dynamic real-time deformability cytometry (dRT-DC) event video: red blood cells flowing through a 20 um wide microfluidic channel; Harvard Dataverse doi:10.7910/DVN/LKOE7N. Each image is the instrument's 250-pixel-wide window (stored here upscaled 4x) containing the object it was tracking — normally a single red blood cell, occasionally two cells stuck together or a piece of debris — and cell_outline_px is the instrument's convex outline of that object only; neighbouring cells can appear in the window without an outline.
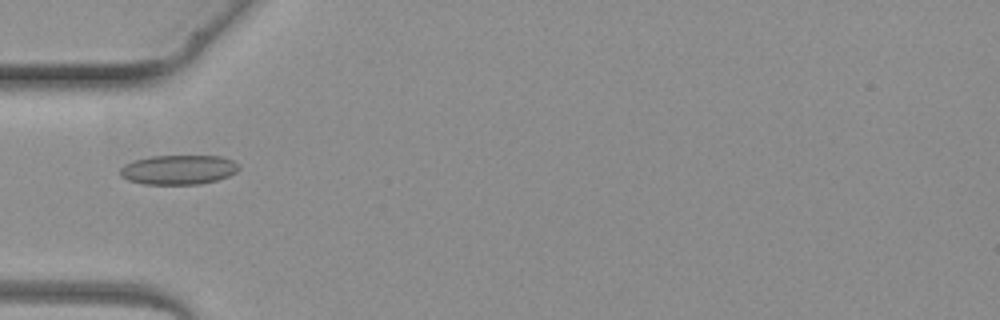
{"species": "common noctule bat (a hibernating species)", "species_latin": "Nyctalus noctula", "temperature_condition": "warm", "stored_images_in_passage": 4, "camera_frame_rate_fps": 3000, "um_per_image_px": 0.085, "animal": {"sex": "female", "body_mass_g": 19.3, "forearm_length_mm": 54.1}, "frame": {"image": 1, "passage_image": 3, "time_ms": 3.0, "image_size_px": [1000, 320], "cell_outline_px": [[240, 168], [236, 172], [228, 176], [216, 180], [200, 184], [144, 184], [128, 180], [120, 176], [120, 168], [124, 164], [132, 160], [152, 156], [220, 156], [232, 160], [240, 164]], "centroid_in_image_um": [15.16, 14.42], "position_along_channel_um": 69.8, "area_um2": 20.52}}
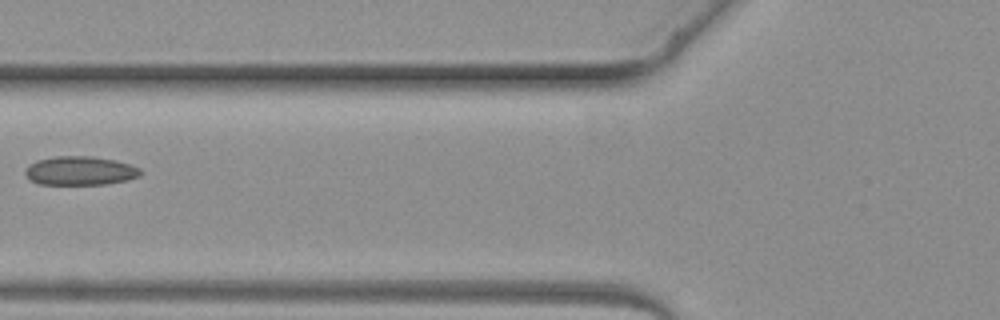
{"frame": {"image": 2, "passage_image": 4, "time_ms": 4.0, "image_size_px": [1000, 320], "cell_outline_px": [[140, 176], [128, 180], [104, 184], [36, 184], [28, 180], [24, 172], [24, 168], [28, 164], [36, 160], [56, 156], [92, 156], [116, 160], [132, 164], [140, 168]], "centroid_in_image_um": [6.77, 14.51], "position_along_channel_um": 119.0, "area_um2": 19.71}}